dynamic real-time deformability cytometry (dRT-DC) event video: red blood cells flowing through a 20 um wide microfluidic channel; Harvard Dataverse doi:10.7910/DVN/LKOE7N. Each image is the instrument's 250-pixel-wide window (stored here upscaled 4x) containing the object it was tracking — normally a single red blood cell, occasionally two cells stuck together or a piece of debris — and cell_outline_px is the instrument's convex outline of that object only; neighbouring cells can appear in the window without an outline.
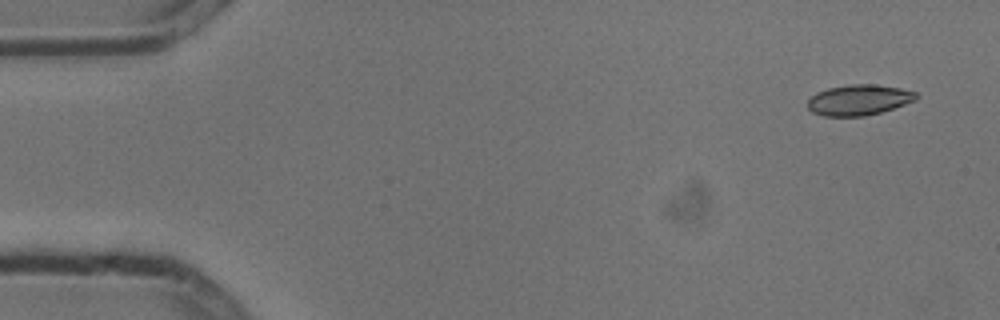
{"species": "common noctule bat (a hibernating species)", "species_latin": "Nyctalus noctula", "temperature_condition": "cold", "stored_images_in_passage": 7, "camera_frame_rate_fps": 3000, "um_per_image_px": 0.085, "animal": {"sex": "male", "body_mass_g": 13.3}, "frame": {"image": 1, "passage_image": 1, "time_ms": 0.0, "image_size_px": [1000, 320], "cell_outline_px": [[916, 100], [880, 112], [864, 116], [824, 116], [812, 112], [808, 108], [808, 100], [816, 92], [828, 88], [852, 84], [872, 84], [900, 88], [916, 92]], "centroid_in_image_um": [72.97, 8.49], "position_along_channel_um": 12.0, "area_um2": 19.13}}
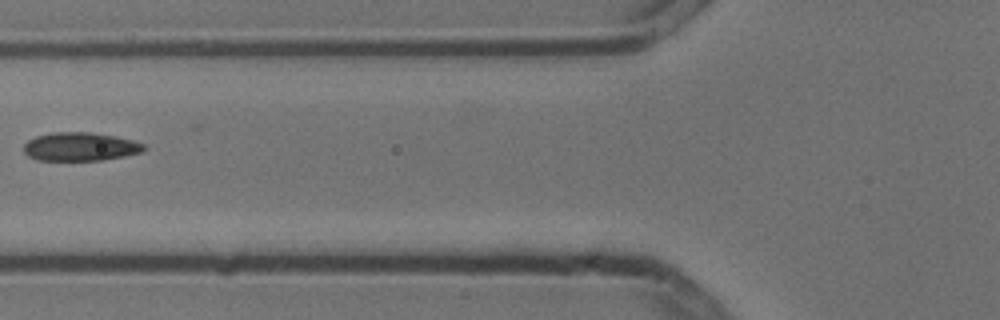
{"frame": {"image": 2, "passage_image": 6, "time_ms": 1.667, "image_size_px": [1000, 320], "cell_outline_px": [[148, 148], [144, 152], [104, 160], [36, 160], [28, 156], [24, 152], [24, 144], [28, 140], [36, 136], [52, 132], [88, 132], [116, 136], [132, 140], [144, 144]], "centroid_in_image_um": [6.84, 12.47], "position_along_channel_um": 119.0, "area_um2": 20.11}}
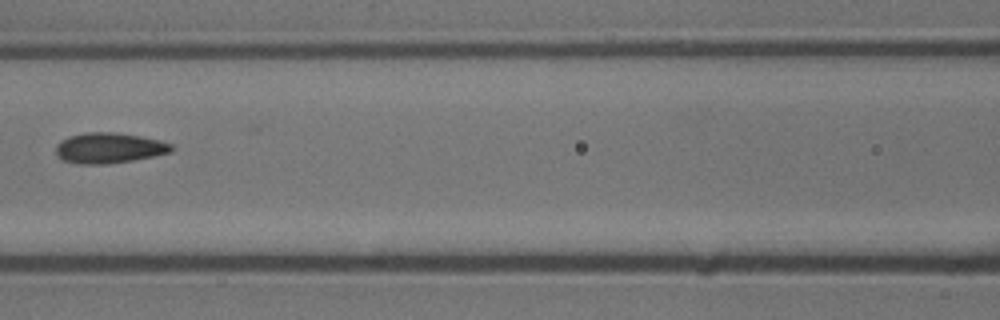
{"frame": {"image": 3, "passage_image": 7, "time_ms": 2.0, "image_size_px": [1000, 320], "cell_outline_px": [[176, 148], [172, 152], [132, 160], [108, 164], [80, 164], [64, 160], [56, 156], [56, 144], [60, 140], [68, 136], [84, 132], [116, 132], [140, 136], [160, 140], [172, 144]], "centroid_in_image_um": [9.27, 12.57], "position_along_channel_um": 157.3, "area_um2": 20.75}}